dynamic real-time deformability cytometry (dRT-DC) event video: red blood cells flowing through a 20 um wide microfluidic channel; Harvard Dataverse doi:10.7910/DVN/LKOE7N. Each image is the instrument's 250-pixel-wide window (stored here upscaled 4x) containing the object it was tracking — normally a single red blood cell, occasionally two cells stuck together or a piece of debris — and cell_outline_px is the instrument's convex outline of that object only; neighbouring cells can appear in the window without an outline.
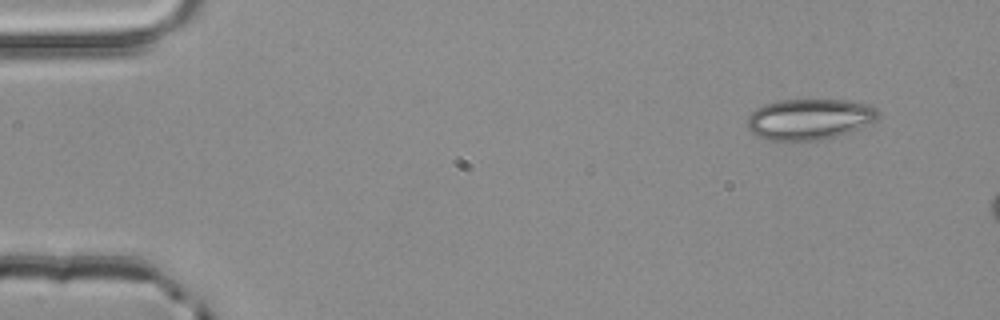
{"species": "common noctule bat (a hibernating species)", "species_latin": "Nyctalus noctula", "temperature_condition": "room temperature", "stored_images_in_passage": 3, "camera_frame_rate_fps": 3000, "um_per_image_px": 0.085, "animal": {"sex": "male", "body_mass_g": 20.4}, "frame": {"image": 1, "passage_image": 1, "time_ms": 0.0, "image_size_px": [1000, 320], "cell_outline_px": [[880, 116], [876, 120], [848, 132], [836, 136], [820, 140], [788, 144], [756, 136], [748, 128], [748, 116], [756, 108], [764, 104], [780, 100], [844, 100], [868, 104], [876, 108], [880, 112]], "centroid_in_image_um": [68.77, 10.16], "position_along_channel_um": 16.2, "area_um2": 31.67}}